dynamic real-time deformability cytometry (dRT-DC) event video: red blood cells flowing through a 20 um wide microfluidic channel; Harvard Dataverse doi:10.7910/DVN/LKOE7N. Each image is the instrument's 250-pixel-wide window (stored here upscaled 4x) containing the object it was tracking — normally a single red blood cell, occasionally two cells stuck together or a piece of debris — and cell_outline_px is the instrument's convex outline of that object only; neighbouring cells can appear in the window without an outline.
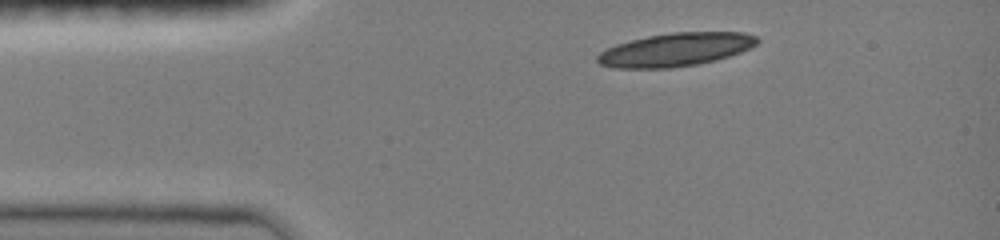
{"species": "common noctule bat (a hibernating species)", "species_latin": "Nyctalus noctula", "temperature_condition": "room temperature", "stored_images_in_passage": 6, "segment_of_instrument_passage": [1, 2], "camera_frame_rate_fps": 3000, "um_per_image_px": 0.085, "animal": {"sex": "female", "body_mass_g": 19.0, "forearm_length_mm": 51.5}, "frame": {"image": 1, "passage_image": 1, "time_ms": 0.0, "image_size_px": [1000, 240], "cell_outline_px": [[760, 40], [752, 48], [716, 60], [700, 64], [668, 68], [616, 68], [600, 64], [596, 60], [596, 56], [600, 52], [616, 44], [648, 36], [672, 32], [744, 32], [756, 36]], "centroid_in_image_um": [57.45, 4.22], "position_along_channel_um": 27.5, "area_um2": 31.04}}